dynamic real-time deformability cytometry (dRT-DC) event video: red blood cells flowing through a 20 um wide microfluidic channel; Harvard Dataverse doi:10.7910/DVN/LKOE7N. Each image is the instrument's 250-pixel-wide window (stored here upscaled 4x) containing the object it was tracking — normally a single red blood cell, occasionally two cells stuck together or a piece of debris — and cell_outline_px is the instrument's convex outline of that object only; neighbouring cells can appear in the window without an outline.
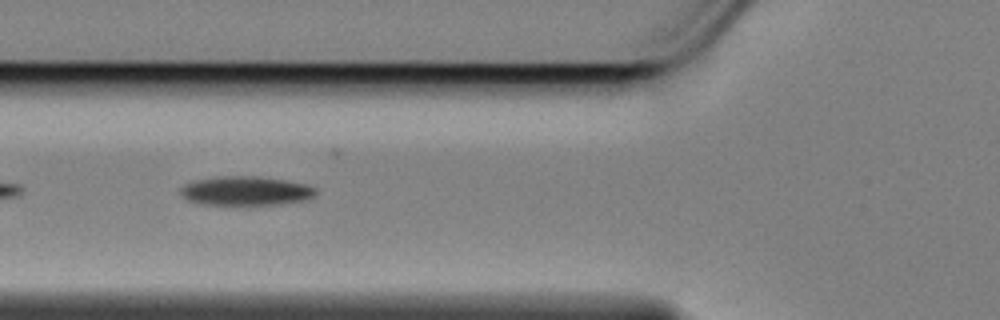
{"species": "Egyptian fruit bat (a non-hibernating species)", "species_latin": "Rousettus aegyptiacus", "temperature_condition": "cold", "stored_images_in_passage": 20, "camera_frame_rate_fps": 3000, "um_per_image_px": 0.085, "animal": {"sex": "female"}, "frame": {"image": 1, "passage_image": 6, "time_ms": 1.667, "image_size_px": [1000, 320], "cell_outline_px": [[316, 192], [312, 196], [304, 200], [276, 204], [200, 204], [188, 200], [180, 196], [180, 188], [184, 184], [196, 180], [216, 176], [260, 176], [308, 184], [316, 188]], "centroid_in_image_um": [20.85, 16.21], "position_along_channel_um": 105.0, "area_um2": 22.89}}
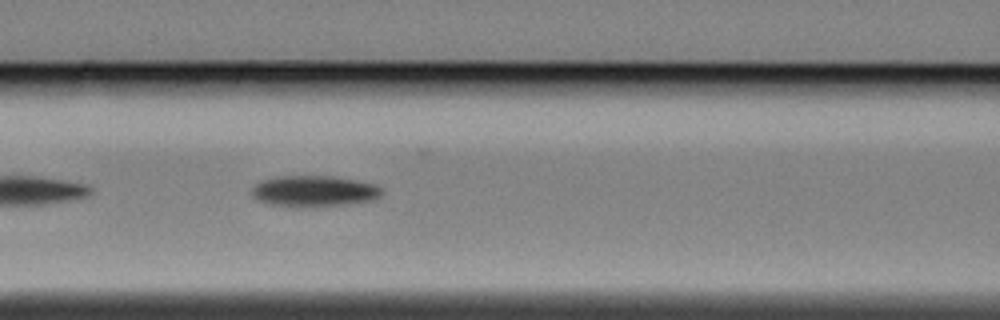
{"frame": {"image": 2, "passage_image": 9, "time_ms": 2.667, "image_size_px": [1000, 320], "cell_outline_px": [[384, 192], [380, 196], [372, 200], [344, 204], [312, 208], [272, 204], [256, 200], [252, 196], [252, 188], [256, 184], [264, 180], [284, 176], [332, 176], [356, 180], [372, 184], [380, 188]], "centroid_in_image_um": [26.7, 16.26], "position_along_channel_um": 139.9, "area_um2": 23.35}}
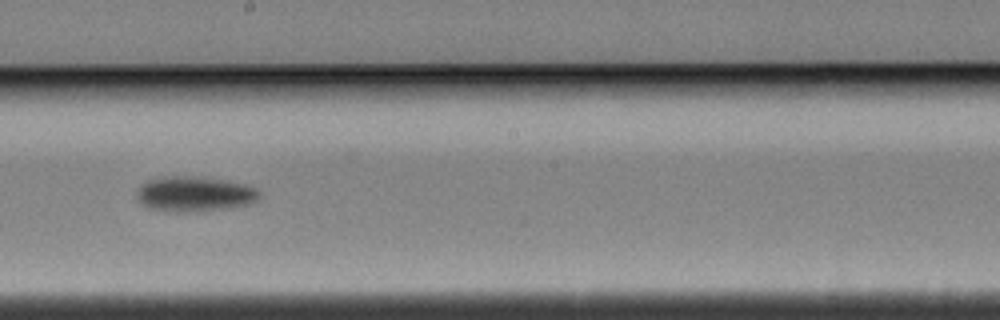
{"frame": {"image": 3, "passage_image": 17, "time_ms": 5.333, "image_size_px": [1000, 320], "cell_outline_px": [[260, 200], [252, 204], [228, 208], [200, 212], [176, 212], [148, 208], [140, 200], [140, 184], [148, 180], [168, 176], [192, 176], [228, 180], [248, 184], [256, 188], [260, 192]], "centroid_in_image_um": [16.65, 16.49], "position_along_channel_um": 231.5, "area_um2": 25.32}}